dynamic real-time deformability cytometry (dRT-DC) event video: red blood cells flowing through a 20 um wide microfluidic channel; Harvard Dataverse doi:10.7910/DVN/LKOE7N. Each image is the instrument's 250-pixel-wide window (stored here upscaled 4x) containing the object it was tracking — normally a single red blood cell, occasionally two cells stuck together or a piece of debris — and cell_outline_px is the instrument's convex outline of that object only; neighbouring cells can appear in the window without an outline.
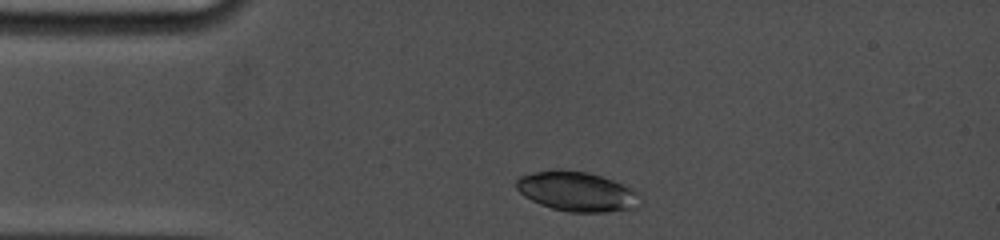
{"species": "common noctule bat (a hibernating species)", "species_latin": "Nyctalus noctula", "temperature_condition": "cold", "stored_images_in_passage": 12, "camera_frame_rate_fps": 5000, "um_per_image_px": 0.085, "animal": {"sex": "female", "body_mass_g": 19.0, "forearm_length_mm": 53.3}, "frame": {"image": 1, "passage_image": 3, "time_ms": 0.8, "image_size_px": [1000, 240], "cell_outline_px": [[644, 196], [636, 208], [608, 212], [568, 212], [552, 208], [540, 204], [524, 196], [516, 188], [516, 180], [520, 176], [552, 168], [560, 168], [588, 172], [612, 180], [632, 188], [640, 192]], "centroid_in_image_um": [49.08, 16.27], "position_along_channel_um": 35.9, "area_um2": 29.07}}
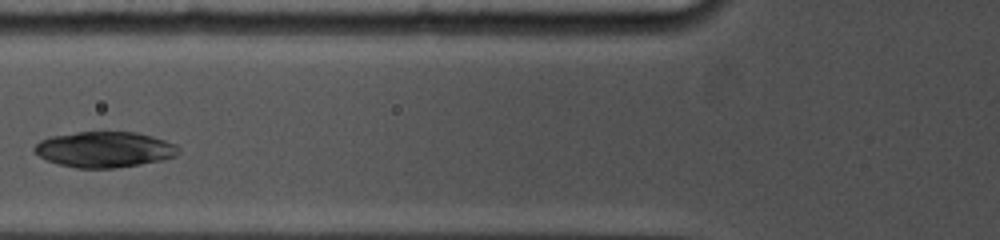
{"frame": {"image": 2, "passage_image": 11, "time_ms": 3.8, "image_size_px": [1000, 240], "cell_outline_px": [[180, 152], [176, 156], [164, 160], [116, 168], [76, 168], [44, 160], [32, 148], [40, 140], [52, 136], [76, 132], [136, 132], [152, 136], [176, 144], [180, 148]], "centroid_in_image_um": [8.9, 12.71], "position_along_channel_um": 116.9, "area_um2": 30.11}}